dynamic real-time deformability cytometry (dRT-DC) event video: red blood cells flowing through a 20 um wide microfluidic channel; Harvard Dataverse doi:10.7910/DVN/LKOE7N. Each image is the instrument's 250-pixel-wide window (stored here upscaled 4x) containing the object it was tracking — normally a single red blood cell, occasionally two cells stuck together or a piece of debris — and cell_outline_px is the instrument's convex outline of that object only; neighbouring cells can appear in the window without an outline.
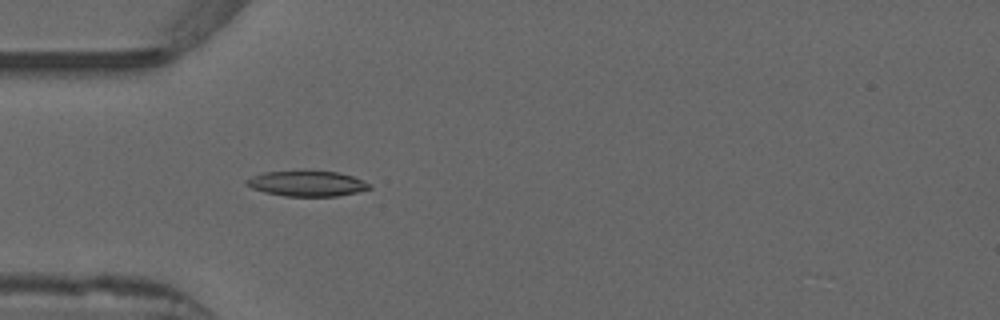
{"species": "common noctule bat (a hibernating species)", "species_latin": "Nyctalus noctula", "temperature_condition": "warm", "stored_images_in_passage": 51, "camera_frame_rate_fps": 3000, "um_per_image_px": 0.085, "animal": {"sex": "male", "forearm_length_mm": 52.5}, "frame": {"image": 1, "passage_image": 16, "time_ms": 5.0, "image_size_px": [1000, 320], "cell_outline_px": [[372, 188], [356, 192], [336, 196], [284, 196], [264, 192], [252, 188], [244, 184], [244, 180], [252, 176], [264, 172], [300, 168], [336, 172], [352, 176], [372, 184]], "centroid_in_image_um": [26.04, 15.56], "position_along_channel_um": 59.0, "area_um2": 18.96}}
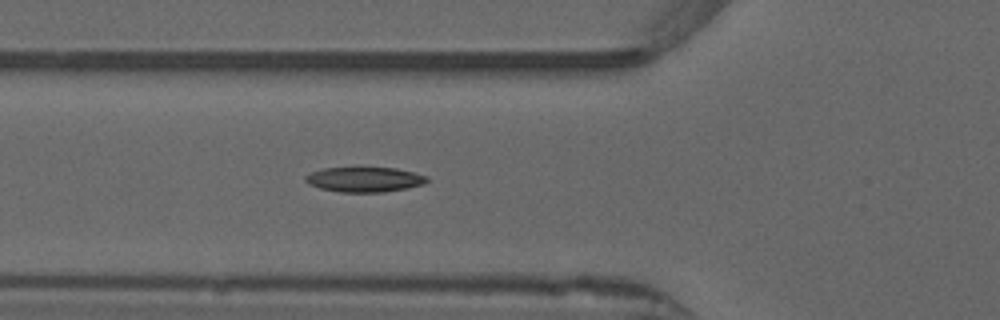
{"frame": {"image": 2, "passage_image": 19, "time_ms": 6.0, "image_size_px": [1000, 320], "cell_outline_px": [[428, 180], [424, 184], [408, 188], [384, 192], [340, 192], [320, 188], [308, 184], [304, 180], [304, 176], [312, 172], [324, 168], [396, 168], [428, 176]], "centroid_in_image_um": [30.98, 15.26], "position_along_channel_um": 94.8, "area_um2": 17.63}}
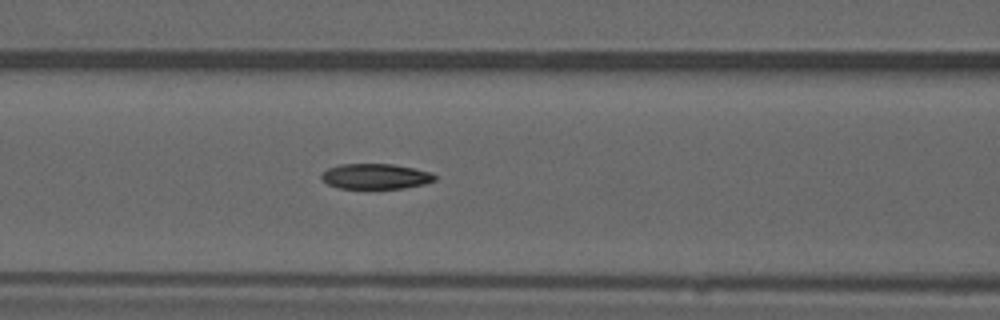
{"frame": {"image": 3, "passage_image": 22, "time_ms": 7.0, "image_size_px": [1000, 320], "cell_outline_px": [[436, 180], [424, 184], [404, 188], [340, 188], [328, 184], [320, 176], [328, 168], [340, 164], [392, 164], [416, 168], [432, 172], [436, 176]], "centroid_in_image_um": [31.97, 14.98], "position_along_channel_um": 134.6, "area_um2": 16.7}}